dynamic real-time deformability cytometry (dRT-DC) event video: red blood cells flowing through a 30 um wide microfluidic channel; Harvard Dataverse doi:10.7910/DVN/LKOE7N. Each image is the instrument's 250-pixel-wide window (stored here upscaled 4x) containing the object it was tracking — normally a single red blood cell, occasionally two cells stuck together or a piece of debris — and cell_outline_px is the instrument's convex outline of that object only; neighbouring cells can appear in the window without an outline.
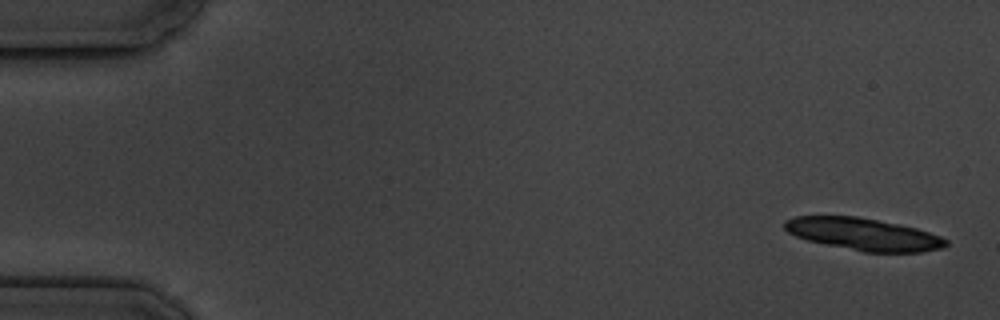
{"species": "common noctule bat (a hibernating species)", "species_latin": "Nyctalus noctula", "temperature_condition": "cold", "stored_images_in_passage": 7, "camera_frame_rate_fps": 3000, "um_per_image_px": 0.085, "animal": {"sex": "male", "body_mass_g": 19.5, "forearm_length_mm": 54.6}, "frame": {"image": 1, "passage_image": 1, "time_ms": 0.0, "image_size_px": [1000, 320], "cell_outline_px": [[948, 244], [944, 248], [920, 252], [864, 252], [808, 240], [796, 236], [788, 232], [784, 228], [784, 220], [796, 216], [856, 216], [900, 224], [916, 228], [940, 236], [948, 240]], "centroid_in_image_um": [73.41, 19.9], "position_along_channel_um": 11.6, "area_um2": 30.17}}
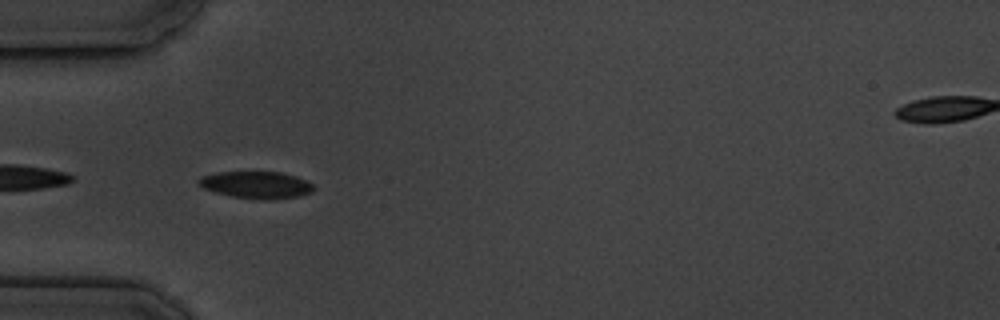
{"frame": {"image": 2, "passage_image": 5, "time_ms": 5.333, "image_size_px": [1000, 320], "cell_outline_px": [[316, 188], [312, 192], [300, 196], [268, 200], [264, 200], [232, 196], [216, 192], [204, 188], [196, 180], [200, 176], [216, 172], [280, 172], [296, 176], [312, 184]], "centroid_in_image_um": [21.79, 15.71], "position_along_channel_um": 63.2, "area_um2": 18.09}}
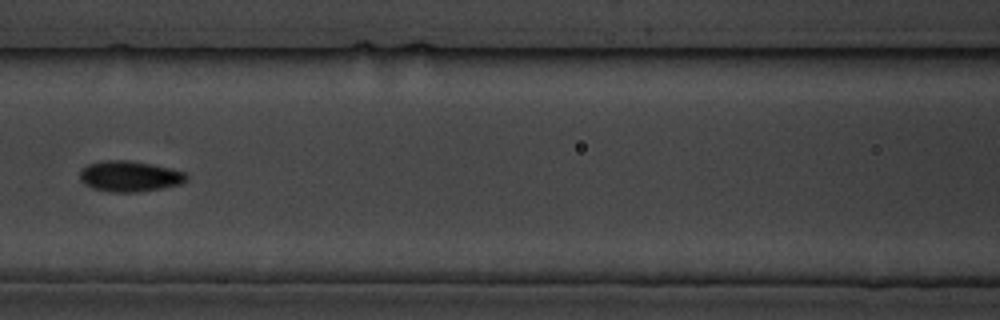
{"frame": {"image": 3, "passage_image": 7, "time_ms": 8.0, "image_size_px": [1000, 320], "cell_outline_px": [[188, 180], [180, 184], [164, 188], [136, 192], [108, 192], [92, 188], [84, 184], [80, 180], [80, 172], [88, 164], [104, 160], [128, 160], [152, 164], [172, 168], [184, 172], [188, 176]], "centroid_in_image_um": [11.04, 14.99], "position_along_channel_um": 155.6, "area_um2": 19.25}}